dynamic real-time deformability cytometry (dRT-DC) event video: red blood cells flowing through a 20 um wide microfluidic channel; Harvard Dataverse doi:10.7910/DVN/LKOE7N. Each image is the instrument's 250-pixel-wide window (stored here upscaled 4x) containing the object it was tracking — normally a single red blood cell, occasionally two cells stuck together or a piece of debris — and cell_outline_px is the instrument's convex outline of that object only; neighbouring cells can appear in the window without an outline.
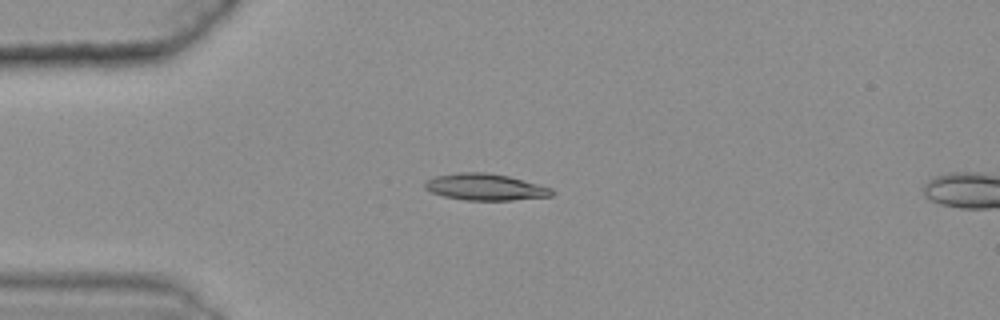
{"species": "common noctule bat (a hibernating species)", "species_latin": "Nyctalus noctula", "temperature_condition": "warm", "stored_images_in_passage": 4, "camera_frame_rate_fps": 3000, "um_per_image_px": 0.085, "animal": {"sex": "female", "body_mass_g": 25.1}, "frame": {"image": 1, "passage_image": 1, "time_ms": 0.0, "image_size_px": [1000, 320], "cell_outline_px": [[556, 192], [552, 196], [512, 200], [464, 200], [444, 196], [432, 192], [424, 188], [424, 184], [428, 180], [436, 176], [456, 172], [484, 172], [508, 176], [552, 188]], "centroid_in_image_um": [41.26, 15.9], "position_along_channel_um": 43.7, "area_um2": 19.59}}